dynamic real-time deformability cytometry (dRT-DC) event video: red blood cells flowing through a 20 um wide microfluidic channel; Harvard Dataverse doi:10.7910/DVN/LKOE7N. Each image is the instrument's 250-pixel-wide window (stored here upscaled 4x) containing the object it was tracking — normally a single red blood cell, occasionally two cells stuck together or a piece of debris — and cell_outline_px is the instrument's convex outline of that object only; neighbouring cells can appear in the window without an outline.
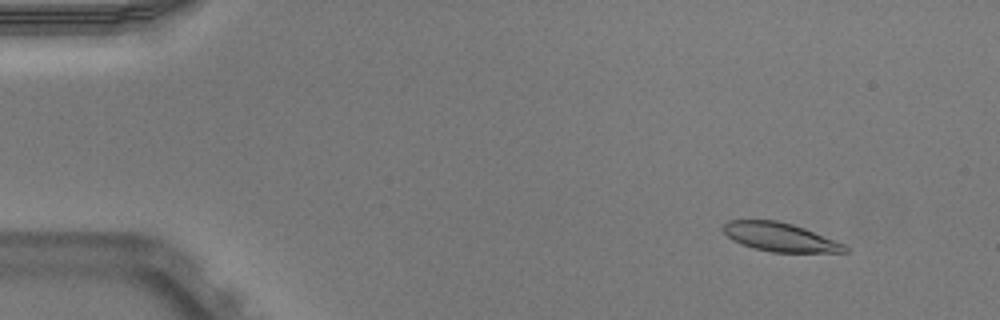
{"species": "Egyptian fruit bat (a non-hibernating species)", "species_latin": "Rousettus aegyptiacus", "temperature_condition": "warm", "stored_images_in_passage": 53, "camera_frame_rate_fps": 3000, "um_per_image_px": 0.085, "animal": {"sex": "male"}, "frame": {"image": 1, "passage_image": 6, "time_ms": 1.667, "image_size_px": [1000, 320], "cell_outline_px": [[848, 252], [772, 252], [752, 248], [740, 244], [732, 240], [720, 228], [728, 220], [776, 220], [792, 224], [804, 228], [844, 244], [848, 248]], "centroid_in_image_um": [66.25, 20.15], "position_along_channel_um": 18.8, "area_um2": 20.29}}
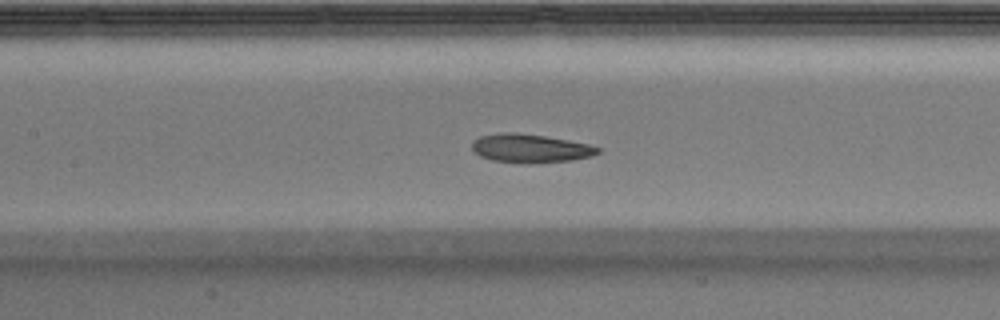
{"frame": {"image": 2, "passage_image": 25, "time_ms": 8.0, "image_size_px": [1000, 320], "cell_outline_px": [[600, 152], [592, 156], [572, 160], [532, 164], [528, 164], [492, 160], [480, 156], [472, 152], [472, 144], [480, 136], [504, 132], [516, 132], [544, 136], [568, 140], [588, 144], [600, 148]], "centroid_in_image_um": [45.07, 12.62], "position_along_channel_um": 162.3, "area_um2": 21.04}}
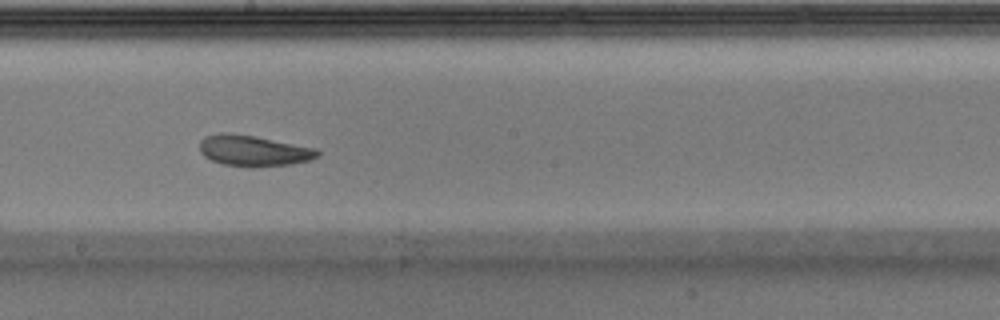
{"frame": {"image": 3, "passage_image": 30, "time_ms": 9.667, "image_size_px": [1000, 320], "cell_outline_px": [[320, 156], [308, 160], [288, 164], [256, 168], [248, 168], [224, 164], [212, 160], [204, 156], [200, 152], [200, 140], [204, 136], [220, 132], [232, 132], [256, 136], [316, 148], [320, 152]], "centroid_in_image_um": [21.52, 12.8], "position_along_channel_um": 226.7, "area_um2": 21.56}, "authors_computed_cell_mechanics": {"area_um2": 21.2704, "velocity_mm_per_s": 3.8737, "shape_relaxation_time_tau1_ms": 2.3994, "shape_relaxation_time_tau2_ms": 1.7204, "deformation_change_tau1": 0.1287, "deformation_change_tau2": 0.0756}}